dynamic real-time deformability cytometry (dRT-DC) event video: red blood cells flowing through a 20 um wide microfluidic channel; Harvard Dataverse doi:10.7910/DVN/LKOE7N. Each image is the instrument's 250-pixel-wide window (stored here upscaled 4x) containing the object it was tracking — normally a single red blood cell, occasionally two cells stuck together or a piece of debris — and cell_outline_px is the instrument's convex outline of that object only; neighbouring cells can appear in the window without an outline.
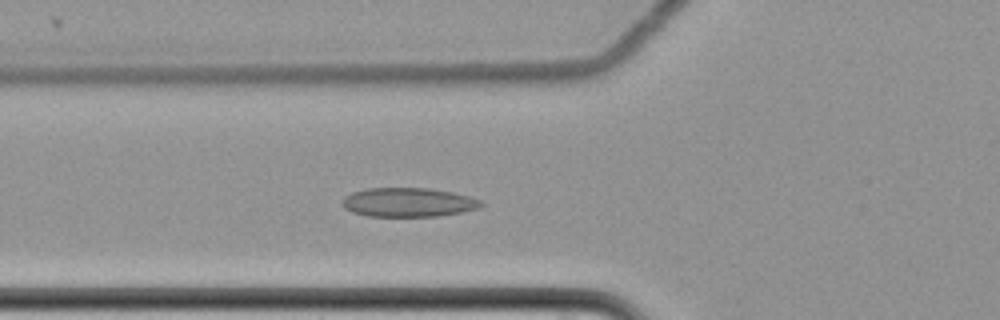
{"species": "common noctule bat (a hibernating species)", "species_latin": "Nyctalus noctula", "temperature_condition": "cold", "stored_images_in_passage": 62, "camera_frame_rate_fps": 3000, "um_per_image_px": 0.085, "animal": {"sex": "female", "body_mass_g": 22.7, "forearm_length_mm": 54.2}, "frame": {"image": 1, "passage_image": 25, "time_ms": 8.0, "image_size_px": [1000, 320], "cell_outline_px": [[484, 204], [480, 208], [440, 216], [368, 216], [352, 212], [344, 208], [340, 204], [340, 200], [344, 196], [352, 192], [368, 188], [428, 188], [452, 192], [468, 196], [480, 200]], "centroid_in_image_um": [34.66, 17.19], "position_along_channel_um": 91.1, "area_um2": 23.64}}
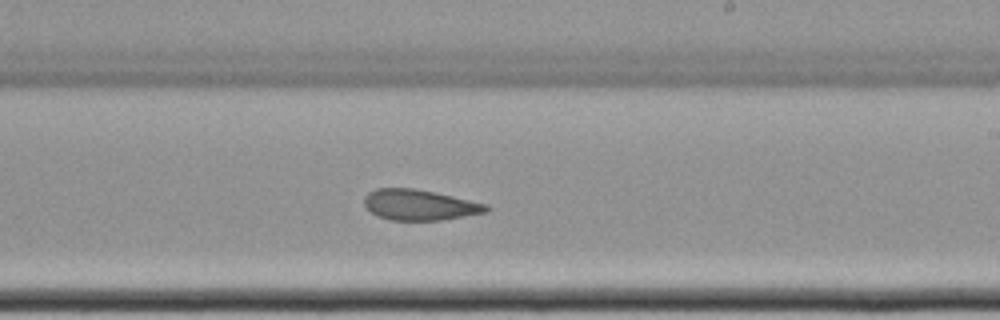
{"frame": {"image": 2, "passage_image": 39, "time_ms": 12.667, "image_size_px": [1000, 320], "cell_outline_px": [[492, 208], [488, 212], [440, 220], [388, 220], [376, 216], [364, 204], [364, 196], [368, 192], [376, 188], [412, 188], [452, 196], [488, 204]], "centroid_in_image_um": [35.66, 17.42], "position_along_channel_um": 253.3, "area_um2": 21.79}}
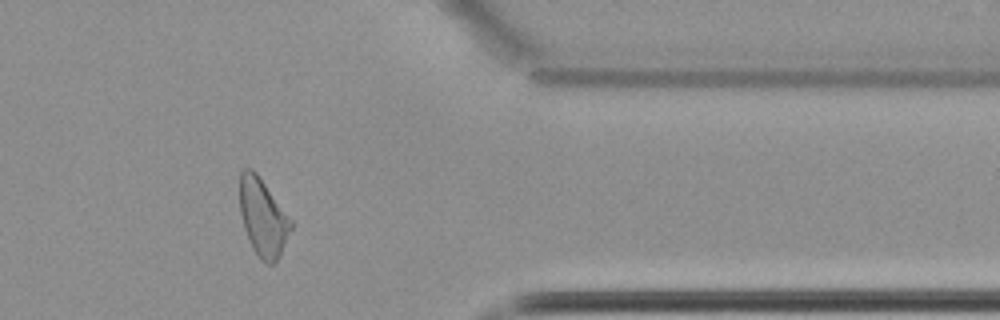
{"frame": {"image": 3, "passage_image": 52, "time_ms": 17.0, "image_size_px": [1000, 320], "cell_outline_px": [[292, 228], [280, 256], [272, 264], [268, 264], [260, 260], [256, 256], [248, 240], [244, 228], [240, 212], [240, 172], [244, 168], [252, 168], [256, 172], [292, 220]], "centroid_in_image_um": [22.34, 18.5], "position_along_channel_um": 389.1, "area_um2": 23.18}, "authors_computed_cell_mechanics": {"area_um2": 24.1315, "velocity_mm_per_s": 3.4746, "shape_relaxation_time_tau1_ms": 5.0905, "shape_relaxation_time_tau2_ms": 2.9286, "deformation_change_tau1": 0.0917, "deformation_change_tau2": 0.0986}}